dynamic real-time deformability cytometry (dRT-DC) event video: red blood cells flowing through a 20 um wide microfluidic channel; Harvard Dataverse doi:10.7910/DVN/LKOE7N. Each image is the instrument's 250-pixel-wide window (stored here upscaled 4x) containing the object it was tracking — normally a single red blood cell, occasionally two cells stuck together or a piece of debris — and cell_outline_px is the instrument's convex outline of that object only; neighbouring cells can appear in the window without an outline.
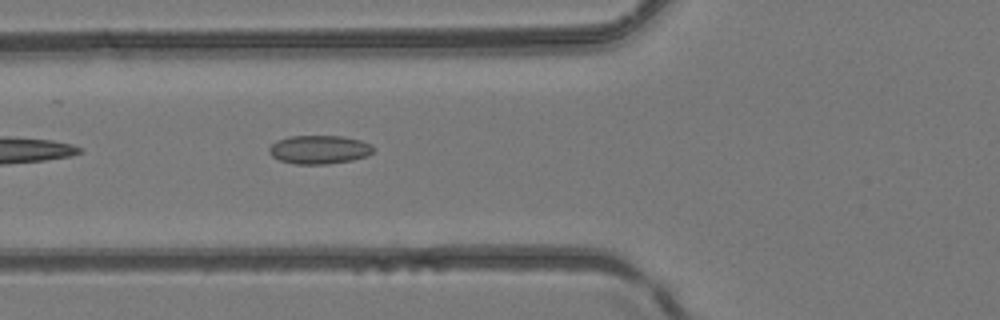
{"species": "common noctule bat (a hibernating species)", "species_latin": "Nyctalus noctula", "temperature_condition": "room temperature", "stored_images_in_passage": 5, "camera_frame_rate_fps": 3000, "um_per_image_px": 0.085, "animal": {"sex": "female", "body_mass_g": 24.6, "forearm_length_mm": 56.2}, "frame": {"image": 1, "passage_image": 5, "time_ms": 4.333, "image_size_px": [1000, 320], "cell_outline_px": [[376, 148], [368, 156], [352, 160], [328, 164], [296, 164], [280, 160], [272, 156], [268, 152], [268, 148], [276, 140], [292, 136], [340, 136], [360, 140], [372, 144]], "centroid_in_image_um": [27.15, 12.71], "position_along_channel_um": 98.6, "area_um2": 17.46}}